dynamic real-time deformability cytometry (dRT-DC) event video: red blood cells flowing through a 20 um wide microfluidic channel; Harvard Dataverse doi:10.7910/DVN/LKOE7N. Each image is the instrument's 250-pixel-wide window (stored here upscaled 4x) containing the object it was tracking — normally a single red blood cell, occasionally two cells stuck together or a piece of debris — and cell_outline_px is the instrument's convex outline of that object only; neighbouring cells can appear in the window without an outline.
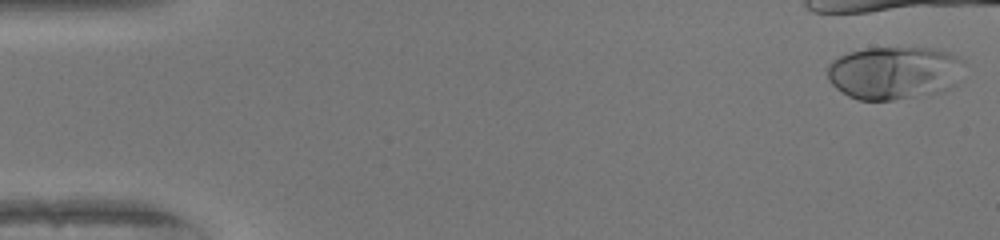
{"species": "human", "species_latin": "Homo sapiens", "temperature_condition": "warm", "stored_images_in_passage": 8, "camera_frame_rate_fps": 3000, "um_per_image_px": 0.085, "donor": {"sex": "female"}, "frame": {"image": 1, "passage_image": 1, "time_ms": 0.0, "image_size_px": [1000, 240], "cell_outline_px": [[964, 60], [956, 84], [952, 88], [940, 92], [892, 100], [860, 100], [848, 96], [836, 88], [828, 80], [828, 64], [832, 60], [848, 52], [868, 48], [932, 48], [948, 52]], "centroid_in_image_um": [76.0, 6.19], "position_along_channel_um": 9.0, "area_um2": 42.25}}